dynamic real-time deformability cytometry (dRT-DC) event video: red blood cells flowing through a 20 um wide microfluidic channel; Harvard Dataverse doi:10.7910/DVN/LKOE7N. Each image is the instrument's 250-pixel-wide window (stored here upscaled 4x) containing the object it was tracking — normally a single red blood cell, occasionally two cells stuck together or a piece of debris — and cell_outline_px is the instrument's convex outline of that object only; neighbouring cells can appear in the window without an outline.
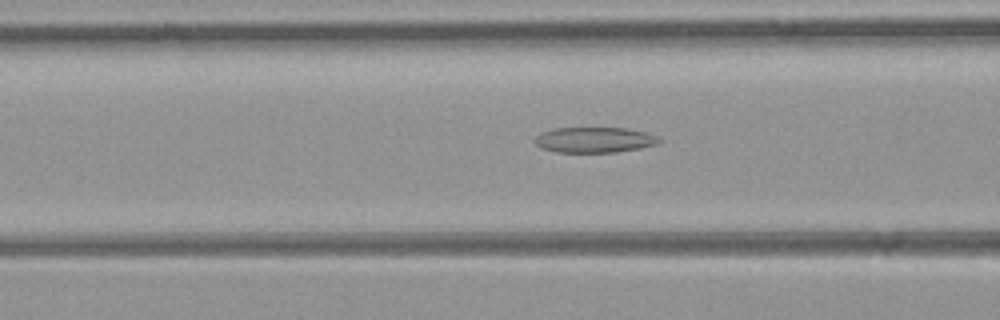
{"species": "common noctule bat (a hibernating species)", "species_latin": "Nyctalus noctula", "temperature_condition": "room temperature", "stored_images_in_passage": 37, "camera_frame_rate_fps": 3000, "um_per_image_px": 0.085, "animal": {"sex": "female", "body_mass_g": 21.9}, "frame": {"image": 1, "passage_image": 7, "time_ms": 2.0, "image_size_px": [1000, 320], "cell_outline_px": [[664, 140], [656, 144], [640, 148], [616, 152], [556, 152], [540, 148], [532, 140], [536, 136], [544, 132], [556, 128], [624, 128], [644, 132], [656, 136]], "centroid_in_image_um": [50.51, 11.89], "position_along_channel_um": 116.1, "area_um2": 18.38}}
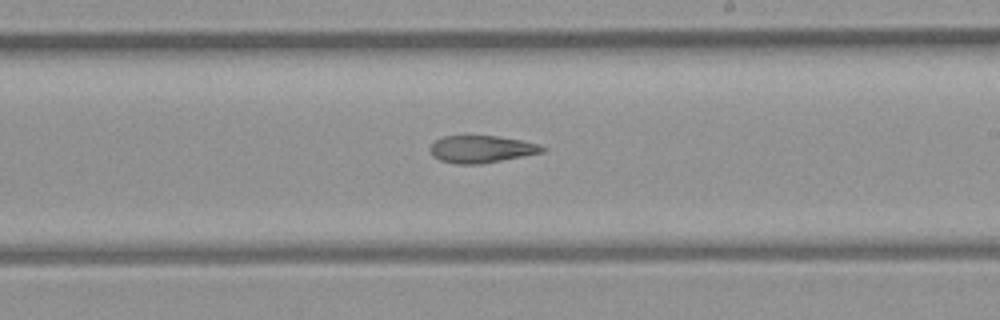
{"frame": {"image": 2, "passage_image": 16, "time_ms": 5.0, "image_size_px": [1000, 320], "cell_outline_px": [[548, 148], [544, 152], [480, 164], [456, 164], [440, 160], [432, 156], [428, 148], [436, 140], [444, 136], [500, 136], [540, 144]], "centroid_in_image_um": [40.92, 12.67], "position_along_channel_um": 248.1, "area_um2": 17.86}}
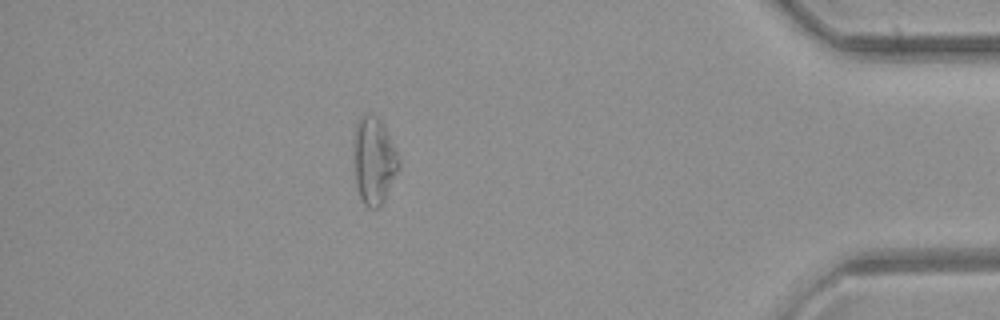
{"frame": {"image": 3, "passage_image": 30, "time_ms": 9.667, "image_size_px": [1000, 320], "cell_outline_px": [[400, 168], [380, 208], [368, 208], [364, 204], [360, 196], [356, 184], [356, 120], [364, 112], [368, 112], [376, 116], [384, 124], [396, 148], [400, 160]], "centroid_in_image_um": [31.84, 13.63], "position_along_channel_um": 403.4, "area_um2": 22.72}, "authors_computed_cell_mechanics": {"area_um2": 19.4208, "velocity_mm_per_s": 4.3915, "shape_relaxation_time_tau1_ms": null, "shape_relaxation_time_tau2_ms": 6.2997, "deformation_change_tau1": null, "deformation_change_tau2": 0.1661}}